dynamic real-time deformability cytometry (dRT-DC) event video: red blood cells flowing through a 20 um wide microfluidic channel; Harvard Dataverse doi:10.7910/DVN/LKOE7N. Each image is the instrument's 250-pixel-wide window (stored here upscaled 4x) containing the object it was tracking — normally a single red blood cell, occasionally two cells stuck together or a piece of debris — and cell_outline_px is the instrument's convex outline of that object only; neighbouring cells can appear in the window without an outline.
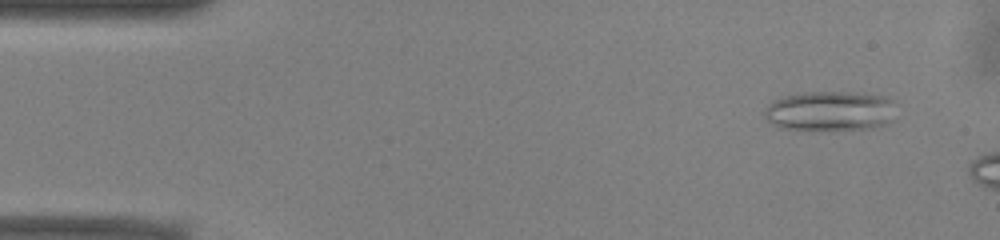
{"species": "common noctule bat (a hibernating species)", "species_latin": "Nyctalus noctula", "temperature_condition": "warm", "stored_images_in_passage": 9, "camera_frame_rate_fps": 3000, "um_per_image_px": 0.085, "animal": {"sex": "male", "body_mass_g": 13.0, "forearm_length_mm": 53.1}, "frame": {"image": 1, "passage_image": 4, "time_ms": 1.0, "image_size_px": [1000, 240], "cell_outline_px": [[892, 120], [888, 124], [872, 128], [780, 128], [768, 120], [764, 116], [764, 108], [772, 100], [784, 96], [808, 92], [864, 92], [888, 96], [892, 100]], "centroid_in_image_um": [70.57, 9.39], "position_along_channel_um": 14.4, "area_um2": 30.17}}